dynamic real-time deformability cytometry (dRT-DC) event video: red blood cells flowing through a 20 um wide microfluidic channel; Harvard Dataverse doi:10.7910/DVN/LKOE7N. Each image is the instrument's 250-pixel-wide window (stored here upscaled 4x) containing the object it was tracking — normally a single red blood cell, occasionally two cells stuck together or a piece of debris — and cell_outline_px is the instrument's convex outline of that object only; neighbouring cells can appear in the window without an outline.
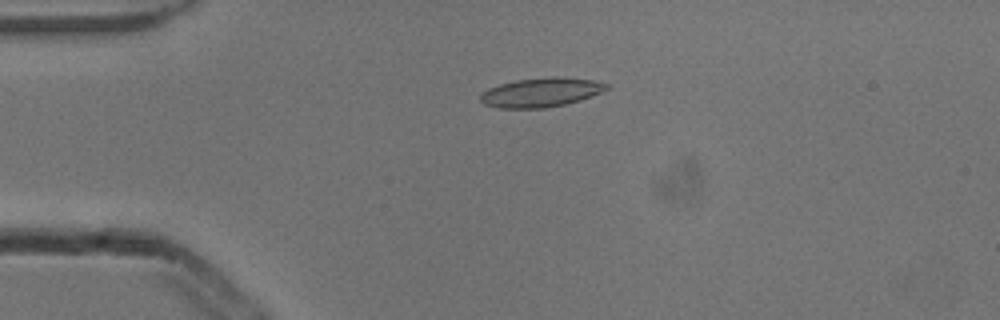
{"species": "common noctule bat (a hibernating species)", "species_latin": "Nyctalus noctula", "temperature_condition": "cold", "stored_images_in_passage": 3, "camera_frame_rate_fps": 3000, "um_per_image_px": 0.085, "animal": {"sex": "male", "body_mass_g": 13.3}, "frame": {"image": 1, "passage_image": 1, "time_ms": 0.0, "image_size_px": [1000, 320], "cell_outline_px": [[608, 88], [592, 96], [580, 100], [564, 104], [544, 108], [500, 108], [484, 104], [480, 100], [480, 96], [488, 88], [500, 84], [516, 80], [556, 76], [592, 80], [608, 84]], "centroid_in_image_um": [45.97, 7.85], "position_along_channel_um": 39.0, "area_um2": 21.21}}
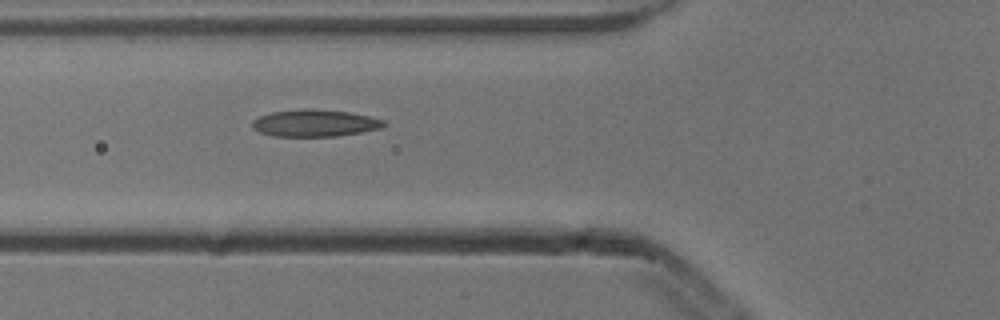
{"frame": {"image": 2, "passage_image": 3, "time_ms": 0.667, "image_size_px": [1000, 320], "cell_outline_px": [[388, 124], [380, 128], [364, 132], [336, 136], [272, 136], [260, 132], [252, 128], [252, 120], [260, 116], [272, 112], [304, 108], [316, 108], [348, 112], [372, 116], [384, 120]], "centroid_in_image_um": [26.79, 10.45], "position_along_channel_um": 99.0, "area_um2": 20.98}}